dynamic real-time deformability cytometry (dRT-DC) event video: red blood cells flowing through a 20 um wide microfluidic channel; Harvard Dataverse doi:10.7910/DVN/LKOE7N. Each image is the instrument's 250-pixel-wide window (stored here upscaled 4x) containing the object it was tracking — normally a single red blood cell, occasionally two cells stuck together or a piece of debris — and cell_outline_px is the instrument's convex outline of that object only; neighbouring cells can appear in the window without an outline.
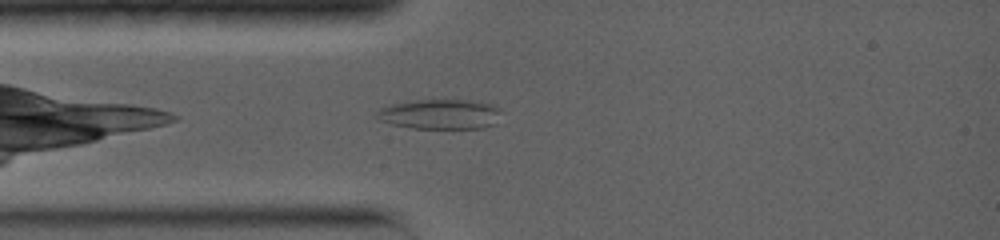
{"species": "common noctule bat (a hibernating species)", "species_latin": "Nyctalus noctula", "temperature_condition": "warm", "stored_images_in_passage": 1, "camera_frame_rate_fps": 5000, "um_per_image_px": 0.085, "animal": {"sex": "female", "body_mass_g": 19.0, "forearm_length_mm": 56.7}, "frame": {"image": 1, "passage_image": 1, "time_ms": 0.0, "image_size_px": [1000, 240], "cell_outline_px": [[500, 112], [496, 124], [484, 128], [412, 128], [392, 124], [380, 120], [372, 116], [380, 108], [392, 104], [412, 100], [468, 100], [492, 104], [500, 108]], "centroid_in_image_um": [37.39, 9.7], "position_along_channel_um": 47.6, "area_um2": 21.85}}